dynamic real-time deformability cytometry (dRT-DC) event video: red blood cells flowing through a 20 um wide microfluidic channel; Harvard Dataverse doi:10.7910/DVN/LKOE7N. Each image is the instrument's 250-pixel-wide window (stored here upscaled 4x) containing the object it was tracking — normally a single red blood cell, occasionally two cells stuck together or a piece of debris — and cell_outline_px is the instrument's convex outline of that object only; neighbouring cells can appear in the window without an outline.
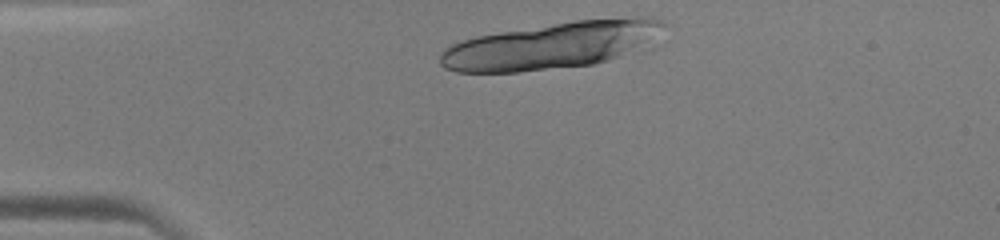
{"species": "human", "species_latin": "Homo sapiens", "temperature_condition": "warm", "stored_images_in_passage": 10, "camera_frame_rate_fps": 3000, "um_per_image_px": 0.085, "donor": {"sex": "male"}, "frame": {"image": 1, "passage_image": 2, "time_ms": 0.333, "image_size_px": [1000, 240], "cell_outline_px": [[664, 24], [636, 44], [616, 56], [608, 60], [592, 64], [516, 72], [456, 72], [444, 68], [440, 64], [440, 52], [444, 48], [452, 44], [476, 36], [500, 32], [576, 20], [632, 16], [652, 16], [660, 20]], "centroid_in_image_um": [46.65, 3.86], "position_along_channel_um": 38.4, "area_um2": 58.67}}